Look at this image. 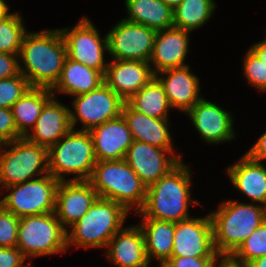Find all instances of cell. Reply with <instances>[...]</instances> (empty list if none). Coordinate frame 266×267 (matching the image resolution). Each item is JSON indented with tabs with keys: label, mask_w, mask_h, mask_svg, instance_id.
<instances>
[{
	"label": "cell",
	"mask_w": 266,
	"mask_h": 267,
	"mask_svg": "<svg viewBox=\"0 0 266 267\" xmlns=\"http://www.w3.org/2000/svg\"><path fill=\"white\" fill-rule=\"evenodd\" d=\"M189 32L175 27L158 30L154 39L152 56L154 74L170 68L187 66L184 64L188 52Z\"/></svg>",
	"instance_id": "ffe728a7"
},
{
	"label": "cell",
	"mask_w": 266,
	"mask_h": 267,
	"mask_svg": "<svg viewBox=\"0 0 266 267\" xmlns=\"http://www.w3.org/2000/svg\"><path fill=\"white\" fill-rule=\"evenodd\" d=\"M88 182L100 198L112 200L128 212L135 207L138 213L144 206L147 187L124 159L97 161Z\"/></svg>",
	"instance_id": "277c9868"
},
{
	"label": "cell",
	"mask_w": 266,
	"mask_h": 267,
	"mask_svg": "<svg viewBox=\"0 0 266 267\" xmlns=\"http://www.w3.org/2000/svg\"><path fill=\"white\" fill-rule=\"evenodd\" d=\"M221 257V258H220ZM220 262L218 267H246L244 264L235 261L231 256H219ZM216 261H218L217 259L214 261L212 267H216Z\"/></svg>",
	"instance_id": "b9f144b4"
},
{
	"label": "cell",
	"mask_w": 266,
	"mask_h": 267,
	"mask_svg": "<svg viewBox=\"0 0 266 267\" xmlns=\"http://www.w3.org/2000/svg\"><path fill=\"white\" fill-rule=\"evenodd\" d=\"M156 30L122 19L106 35L108 52L114 60L149 62Z\"/></svg>",
	"instance_id": "8fae6325"
},
{
	"label": "cell",
	"mask_w": 266,
	"mask_h": 267,
	"mask_svg": "<svg viewBox=\"0 0 266 267\" xmlns=\"http://www.w3.org/2000/svg\"><path fill=\"white\" fill-rule=\"evenodd\" d=\"M126 103L133 110L158 119H168V111L172 108L163 86L155 77Z\"/></svg>",
	"instance_id": "f1b7e54d"
},
{
	"label": "cell",
	"mask_w": 266,
	"mask_h": 267,
	"mask_svg": "<svg viewBox=\"0 0 266 267\" xmlns=\"http://www.w3.org/2000/svg\"><path fill=\"white\" fill-rule=\"evenodd\" d=\"M219 257H171L163 267H212Z\"/></svg>",
	"instance_id": "8d00e7d4"
},
{
	"label": "cell",
	"mask_w": 266,
	"mask_h": 267,
	"mask_svg": "<svg viewBox=\"0 0 266 267\" xmlns=\"http://www.w3.org/2000/svg\"><path fill=\"white\" fill-rule=\"evenodd\" d=\"M125 101L105 83L97 89L82 95H75L72 112L70 110V125L74 129L76 122L83 124L81 130L90 131L106 121L122 115Z\"/></svg>",
	"instance_id": "30bf717a"
},
{
	"label": "cell",
	"mask_w": 266,
	"mask_h": 267,
	"mask_svg": "<svg viewBox=\"0 0 266 267\" xmlns=\"http://www.w3.org/2000/svg\"><path fill=\"white\" fill-rule=\"evenodd\" d=\"M54 96L51 89L30 87L11 107L15 126L22 137L34 128L44 105Z\"/></svg>",
	"instance_id": "4316f807"
},
{
	"label": "cell",
	"mask_w": 266,
	"mask_h": 267,
	"mask_svg": "<svg viewBox=\"0 0 266 267\" xmlns=\"http://www.w3.org/2000/svg\"><path fill=\"white\" fill-rule=\"evenodd\" d=\"M246 155L256 161L262 162L261 160L266 159V131L259 137L257 142L249 149Z\"/></svg>",
	"instance_id": "ab89813d"
},
{
	"label": "cell",
	"mask_w": 266,
	"mask_h": 267,
	"mask_svg": "<svg viewBox=\"0 0 266 267\" xmlns=\"http://www.w3.org/2000/svg\"><path fill=\"white\" fill-rule=\"evenodd\" d=\"M244 74L246 79L258 90H266V65L249 50L244 59Z\"/></svg>",
	"instance_id": "e575fe53"
},
{
	"label": "cell",
	"mask_w": 266,
	"mask_h": 267,
	"mask_svg": "<svg viewBox=\"0 0 266 267\" xmlns=\"http://www.w3.org/2000/svg\"><path fill=\"white\" fill-rule=\"evenodd\" d=\"M172 10H174L183 0H163Z\"/></svg>",
	"instance_id": "f6af8a7d"
},
{
	"label": "cell",
	"mask_w": 266,
	"mask_h": 267,
	"mask_svg": "<svg viewBox=\"0 0 266 267\" xmlns=\"http://www.w3.org/2000/svg\"><path fill=\"white\" fill-rule=\"evenodd\" d=\"M158 74L167 76L159 77ZM155 78L163 86L172 108H178L187 113L202 98L199 94V78L190 73L189 65L166 69L155 74Z\"/></svg>",
	"instance_id": "d6986e66"
},
{
	"label": "cell",
	"mask_w": 266,
	"mask_h": 267,
	"mask_svg": "<svg viewBox=\"0 0 266 267\" xmlns=\"http://www.w3.org/2000/svg\"><path fill=\"white\" fill-rule=\"evenodd\" d=\"M67 231L54 212L24 216L20 218L16 247L26 258L65 253Z\"/></svg>",
	"instance_id": "52a82bcc"
},
{
	"label": "cell",
	"mask_w": 266,
	"mask_h": 267,
	"mask_svg": "<svg viewBox=\"0 0 266 267\" xmlns=\"http://www.w3.org/2000/svg\"><path fill=\"white\" fill-rule=\"evenodd\" d=\"M19 54H9L0 52V79L17 76L20 73L17 60Z\"/></svg>",
	"instance_id": "f35d334b"
},
{
	"label": "cell",
	"mask_w": 266,
	"mask_h": 267,
	"mask_svg": "<svg viewBox=\"0 0 266 267\" xmlns=\"http://www.w3.org/2000/svg\"><path fill=\"white\" fill-rule=\"evenodd\" d=\"M30 88L27 78L19 73L17 76L0 79V107L10 108Z\"/></svg>",
	"instance_id": "d6a6232c"
},
{
	"label": "cell",
	"mask_w": 266,
	"mask_h": 267,
	"mask_svg": "<svg viewBox=\"0 0 266 267\" xmlns=\"http://www.w3.org/2000/svg\"><path fill=\"white\" fill-rule=\"evenodd\" d=\"M60 31L66 44L68 58L105 74L108 66L104 61V52L108 51L107 35L102 41L94 24L85 17L73 29L65 28Z\"/></svg>",
	"instance_id": "7c38bea8"
},
{
	"label": "cell",
	"mask_w": 266,
	"mask_h": 267,
	"mask_svg": "<svg viewBox=\"0 0 266 267\" xmlns=\"http://www.w3.org/2000/svg\"><path fill=\"white\" fill-rule=\"evenodd\" d=\"M9 10L8 5L5 3L4 0H0V18H2L3 16H5Z\"/></svg>",
	"instance_id": "ee69618b"
},
{
	"label": "cell",
	"mask_w": 266,
	"mask_h": 267,
	"mask_svg": "<svg viewBox=\"0 0 266 267\" xmlns=\"http://www.w3.org/2000/svg\"><path fill=\"white\" fill-rule=\"evenodd\" d=\"M96 162L89 131L71 129L48 149V171L58 181H67L64 173L78 175L72 181H88Z\"/></svg>",
	"instance_id": "8992f818"
},
{
	"label": "cell",
	"mask_w": 266,
	"mask_h": 267,
	"mask_svg": "<svg viewBox=\"0 0 266 267\" xmlns=\"http://www.w3.org/2000/svg\"><path fill=\"white\" fill-rule=\"evenodd\" d=\"M26 257L18 247H0V267H24ZM26 264L25 267H33Z\"/></svg>",
	"instance_id": "74e56055"
},
{
	"label": "cell",
	"mask_w": 266,
	"mask_h": 267,
	"mask_svg": "<svg viewBox=\"0 0 266 267\" xmlns=\"http://www.w3.org/2000/svg\"><path fill=\"white\" fill-rule=\"evenodd\" d=\"M19 222L20 218L0 204V247H16Z\"/></svg>",
	"instance_id": "836d02e7"
},
{
	"label": "cell",
	"mask_w": 266,
	"mask_h": 267,
	"mask_svg": "<svg viewBox=\"0 0 266 267\" xmlns=\"http://www.w3.org/2000/svg\"><path fill=\"white\" fill-rule=\"evenodd\" d=\"M19 57L25 67L19 64L20 73L27 78L30 87L52 89L60 78L67 57L61 31L27 32Z\"/></svg>",
	"instance_id": "6da1fadb"
},
{
	"label": "cell",
	"mask_w": 266,
	"mask_h": 267,
	"mask_svg": "<svg viewBox=\"0 0 266 267\" xmlns=\"http://www.w3.org/2000/svg\"><path fill=\"white\" fill-rule=\"evenodd\" d=\"M122 116L125 119L133 139L173 152L168 119L151 118L133 110L126 102Z\"/></svg>",
	"instance_id": "603a6c76"
},
{
	"label": "cell",
	"mask_w": 266,
	"mask_h": 267,
	"mask_svg": "<svg viewBox=\"0 0 266 267\" xmlns=\"http://www.w3.org/2000/svg\"><path fill=\"white\" fill-rule=\"evenodd\" d=\"M18 13H7L0 18V52L19 54L26 29Z\"/></svg>",
	"instance_id": "4dcf8cb0"
},
{
	"label": "cell",
	"mask_w": 266,
	"mask_h": 267,
	"mask_svg": "<svg viewBox=\"0 0 266 267\" xmlns=\"http://www.w3.org/2000/svg\"><path fill=\"white\" fill-rule=\"evenodd\" d=\"M128 211L116 202L98 197L87 213L67 231V247H105L122 229Z\"/></svg>",
	"instance_id": "5b68a950"
},
{
	"label": "cell",
	"mask_w": 266,
	"mask_h": 267,
	"mask_svg": "<svg viewBox=\"0 0 266 267\" xmlns=\"http://www.w3.org/2000/svg\"><path fill=\"white\" fill-rule=\"evenodd\" d=\"M190 171L181 161L168 174L147 187L146 200L138 212L143 218L177 223L190 219Z\"/></svg>",
	"instance_id": "7a4b0ae2"
},
{
	"label": "cell",
	"mask_w": 266,
	"mask_h": 267,
	"mask_svg": "<svg viewBox=\"0 0 266 267\" xmlns=\"http://www.w3.org/2000/svg\"><path fill=\"white\" fill-rule=\"evenodd\" d=\"M215 8L214 0H183L173 10V27L194 31L210 19Z\"/></svg>",
	"instance_id": "f546056e"
},
{
	"label": "cell",
	"mask_w": 266,
	"mask_h": 267,
	"mask_svg": "<svg viewBox=\"0 0 266 267\" xmlns=\"http://www.w3.org/2000/svg\"><path fill=\"white\" fill-rule=\"evenodd\" d=\"M88 181H60L55 201V215L65 228L74 225L98 198Z\"/></svg>",
	"instance_id": "9a60e30c"
},
{
	"label": "cell",
	"mask_w": 266,
	"mask_h": 267,
	"mask_svg": "<svg viewBox=\"0 0 266 267\" xmlns=\"http://www.w3.org/2000/svg\"><path fill=\"white\" fill-rule=\"evenodd\" d=\"M232 185L254 202L266 207V167L246 154L227 168Z\"/></svg>",
	"instance_id": "cb8c5ba5"
},
{
	"label": "cell",
	"mask_w": 266,
	"mask_h": 267,
	"mask_svg": "<svg viewBox=\"0 0 266 267\" xmlns=\"http://www.w3.org/2000/svg\"><path fill=\"white\" fill-rule=\"evenodd\" d=\"M201 138L208 143H222L235 138L230 112L201 98L188 112Z\"/></svg>",
	"instance_id": "e0dca14e"
},
{
	"label": "cell",
	"mask_w": 266,
	"mask_h": 267,
	"mask_svg": "<svg viewBox=\"0 0 266 267\" xmlns=\"http://www.w3.org/2000/svg\"><path fill=\"white\" fill-rule=\"evenodd\" d=\"M246 267H266V255L253 260Z\"/></svg>",
	"instance_id": "7bdbcfd3"
},
{
	"label": "cell",
	"mask_w": 266,
	"mask_h": 267,
	"mask_svg": "<svg viewBox=\"0 0 266 267\" xmlns=\"http://www.w3.org/2000/svg\"><path fill=\"white\" fill-rule=\"evenodd\" d=\"M152 69L145 61L113 60L108 63L104 83L126 102L155 77Z\"/></svg>",
	"instance_id": "2e32d148"
},
{
	"label": "cell",
	"mask_w": 266,
	"mask_h": 267,
	"mask_svg": "<svg viewBox=\"0 0 266 267\" xmlns=\"http://www.w3.org/2000/svg\"><path fill=\"white\" fill-rule=\"evenodd\" d=\"M266 255V220L247 238L231 257L245 266Z\"/></svg>",
	"instance_id": "1f68e13d"
},
{
	"label": "cell",
	"mask_w": 266,
	"mask_h": 267,
	"mask_svg": "<svg viewBox=\"0 0 266 267\" xmlns=\"http://www.w3.org/2000/svg\"><path fill=\"white\" fill-rule=\"evenodd\" d=\"M103 83L104 75L100 71L66 57L60 78L51 91L54 93L56 89L72 96L82 95Z\"/></svg>",
	"instance_id": "d4e9b609"
},
{
	"label": "cell",
	"mask_w": 266,
	"mask_h": 267,
	"mask_svg": "<svg viewBox=\"0 0 266 267\" xmlns=\"http://www.w3.org/2000/svg\"><path fill=\"white\" fill-rule=\"evenodd\" d=\"M143 219L145 220L139 226L144 235L147 257L149 261L152 257L156 258L164 265L173 252L175 223L152 218Z\"/></svg>",
	"instance_id": "484cf974"
},
{
	"label": "cell",
	"mask_w": 266,
	"mask_h": 267,
	"mask_svg": "<svg viewBox=\"0 0 266 267\" xmlns=\"http://www.w3.org/2000/svg\"><path fill=\"white\" fill-rule=\"evenodd\" d=\"M9 151L0 150V185L9 187L49 174L48 149L29 141L26 137L3 143ZM4 151V153L2 152Z\"/></svg>",
	"instance_id": "ba28073f"
},
{
	"label": "cell",
	"mask_w": 266,
	"mask_h": 267,
	"mask_svg": "<svg viewBox=\"0 0 266 267\" xmlns=\"http://www.w3.org/2000/svg\"><path fill=\"white\" fill-rule=\"evenodd\" d=\"M60 181L50 174L6 187L10 193L0 204L18 218L55 211L56 192Z\"/></svg>",
	"instance_id": "9c48e42d"
},
{
	"label": "cell",
	"mask_w": 266,
	"mask_h": 267,
	"mask_svg": "<svg viewBox=\"0 0 266 267\" xmlns=\"http://www.w3.org/2000/svg\"><path fill=\"white\" fill-rule=\"evenodd\" d=\"M218 208L209 214L214 247L219 256H231L266 220V207L229 200Z\"/></svg>",
	"instance_id": "3957f363"
},
{
	"label": "cell",
	"mask_w": 266,
	"mask_h": 267,
	"mask_svg": "<svg viewBox=\"0 0 266 267\" xmlns=\"http://www.w3.org/2000/svg\"><path fill=\"white\" fill-rule=\"evenodd\" d=\"M19 138L22 136L15 126L12 110L0 107V141L8 143Z\"/></svg>",
	"instance_id": "d590c367"
},
{
	"label": "cell",
	"mask_w": 266,
	"mask_h": 267,
	"mask_svg": "<svg viewBox=\"0 0 266 267\" xmlns=\"http://www.w3.org/2000/svg\"><path fill=\"white\" fill-rule=\"evenodd\" d=\"M219 257L214 242L210 216L190 218L175 223L171 257Z\"/></svg>",
	"instance_id": "5bb4252c"
},
{
	"label": "cell",
	"mask_w": 266,
	"mask_h": 267,
	"mask_svg": "<svg viewBox=\"0 0 266 267\" xmlns=\"http://www.w3.org/2000/svg\"><path fill=\"white\" fill-rule=\"evenodd\" d=\"M69 113V107L57 102L53 96L44 105L32 132L26 138L49 149L72 129Z\"/></svg>",
	"instance_id": "44dd1931"
},
{
	"label": "cell",
	"mask_w": 266,
	"mask_h": 267,
	"mask_svg": "<svg viewBox=\"0 0 266 267\" xmlns=\"http://www.w3.org/2000/svg\"><path fill=\"white\" fill-rule=\"evenodd\" d=\"M89 132L97 161L124 159L134 141L122 115L92 128Z\"/></svg>",
	"instance_id": "ac0fdd59"
},
{
	"label": "cell",
	"mask_w": 266,
	"mask_h": 267,
	"mask_svg": "<svg viewBox=\"0 0 266 267\" xmlns=\"http://www.w3.org/2000/svg\"><path fill=\"white\" fill-rule=\"evenodd\" d=\"M2 147H4V146H3V143L0 141V150Z\"/></svg>",
	"instance_id": "bcb514c9"
},
{
	"label": "cell",
	"mask_w": 266,
	"mask_h": 267,
	"mask_svg": "<svg viewBox=\"0 0 266 267\" xmlns=\"http://www.w3.org/2000/svg\"><path fill=\"white\" fill-rule=\"evenodd\" d=\"M250 50L266 65V39L251 46Z\"/></svg>",
	"instance_id": "60d3db41"
},
{
	"label": "cell",
	"mask_w": 266,
	"mask_h": 267,
	"mask_svg": "<svg viewBox=\"0 0 266 267\" xmlns=\"http://www.w3.org/2000/svg\"><path fill=\"white\" fill-rule=\"evenodd\" d=\"M128 18L156 31L173 27V10L163 0H125Z\"/></svg>",
	"instance_id": "83f0119b"
},
{
	"label": "cell",
	"mask_w": 266,
	"mask_h": 267,
	"mask_svg": "<svg viewBox=\"0 0 266 267\" xmlns=\"http://www.w3.org/2000/svg\"><path fill=\"white\" fill-rule=\"evenodd\" d=\"M107 257L118 267H148L144 235L139 225L122 228L109 241Z\"/></svg>",
	"instance_id": "7402d4cb"
},
{
	"label": "cell",
	"mask_w": 266,
	"mask_h": 267,
	"mask_svg": "<svg viewBox=\"0 0 266 267\" xmlns=\"http://www.w3.org/2000/svg\"><path fill=\"white\" fill-rule=\"evenodd\" d=\"M170 154H173L170 150L134 140L129 146L124 160L148 187L168 174L182 161L179 156H170Z\"/></svg>",
	"instance_id": "4fadbf2b"
}]
</instances>
